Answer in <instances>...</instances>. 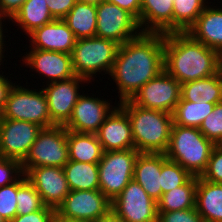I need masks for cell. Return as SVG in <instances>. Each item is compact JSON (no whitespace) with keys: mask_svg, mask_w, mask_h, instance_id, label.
<instances>
[{"mask_svg":"<svg viewBox=\"0 0 222 222\" xmlns=\"http://www.w3.org/2000/svg\"><path fill=\"white\" fill-rule=\"evenodd\" d=\"M167 160L164 153H139L133 179L156 202L161 198V166Z\"/></svg>","mask_w":222,"mask_h":222,"instance_id":"ffe728a7","label":"cell"},{"mask_svg":"<svg viewBox=\"0 0 222 222\" xmlns=\"http://www.w3.org/2000/svg\"><path fill=\"white\" fill-rule=\"evenodd\" d=\"M26 180L23 173L15 182L0 187V215L6 222L17 216V190Z\"/></svg>","mask_w":222,"mask_h":222,"instance_id":"836d02e7","label":"cell"},{"mask_svg":"<svg viewBox=\"0 0 222 222\" xmlns=\"http://www.w3.org/2000/svg\"><path fill=\"white\" fill-rule=\"evenodd\" d=\"M199 130L215 145H222V102L215 104L214 110L203 120Z\"/></svg>","mask_w":222,"mask_h":222,"instance_id":"e575fe53","label":"cell"},{"mask_svg":"<svg viewBox=\"0 0 222 222\" xmlns=\"http://www.w3.org/2000/svg\"><path fill=\"white\" fill-rule=\"evenodd\" d=\"M70 191L98 190V163H84L69 160L63 167Z\"/></svg>","mask_w":222,"mask_h":222,"instance_id":"83f0119b","label":"cell"},{"mask_svg":"<svg viewBox=\"0 0 222 222\" xmlns=\"http://www.w3.org/2000/svg\"><path fill=\"white\" fill-rule=\"evenodd\" d=\"M53 20L46 0H26L20 10L9 21L15 22L16 26L21 28L28 36L35 29Z\"/></svg>","mask_w":222,"mask_h":222,"instance_id":"4316f807","label":"cell"},{"mask_svg":"<svg viewBox=\"0 0 222 222\" xmlns=\"http://www.w3.org/2000/svg\"><path fill=\"white\" fill-rule=\"evenodd\" d=\"M0 222H6L0 215Z\"/></svg>","mask_w":222,"mask_h":222,"instance_id":"c3c4849f","label":"cell"},{"mask_svg":"<svg viewBox=\"0 0 222 222\" xmlns=\"http://www.w3.org/2000/svg\"><path fill=\"white\" fill-rule=\"evenodd\" d=\"M197 176H192L184 185L164 194L157 201L158 212H172L195 208Z\"/></svg>","mask_w":222,"mask_h":222,"instance_id":"f1b7e54d","label":"cell"},{"mask_svg":"<svg viewBox=\"0 0 222 222\" xmlns=\"http://www.w3.org/2000/svg\"><path fill=\"white\" fill-rule=\"evenodd\" d=\"M78 0H46L49 12L54 19H63Z\"/></svg>","mask_w":222,"mask_h":222,"instance_id":"ab89813d","label":"cell"},{"mask_svg":"<svg viewBox=\"0 0 222 222\" xmlns=\"http://www.w3.org/2000/svg\"><path fill=\"white\" fill-rule=\"evenodd\" d=\"M30 49L49 50L71 54L76 37L63 19H54L28 35Z\"/></svg>","mask_w":222,"mask_h":222,"instance_id":"d6986e66","label":"cell"},{"mask_svg":"<svg viewBox=\"0 0 222 222\" xmlns=\"http://www.w3.org/2000/svg\"><path fill=\"white\" fill-rule=\"evenodd\" d=\"M96 9L95 36L121 45L142 33L138 20L116 4L102 1L96 4Z\"/></svg>","mask_w":222,"mask_h":222,"instance_id":"9c48e42d","label":"cell"},{"mask_svg":"<svg viewBox=\"0 0 222 222\" xmlns=\"http://www.w3.org/2000/svg\"><path fill=\"white\" fill-rule=\"evenodd\" d=\"M158 222H204L196 208L172 212H158Z\"/></svg>","mask_w":222,"mask_h":222,"instance_id":"74e56055","label":"cell"},{"mask_svg":"<svg viewBox=\"0 0 222 222\" xmlns=\"http://www.w3.org/2000/svg\"><path fill=\"white\" fill-rule=\"evenodd\" d=\"M113 211L123 222H157V202L132 179L111 201Z\"/></svg>","mask_w":222,"mask_h":222,"instance_id":"8fae6325","label":"cell"},{"mask_svg":"<svg viewBox=\"0 0 222 222\" xmlns=\"http://www.w3.org/2000/svg\"><path fill=\"white\" fill-rule=\"evenodd\" d=\"M78 1L99 4L100 2L105 1V0H78Z\"/></svg>","mask_w":222,"mask_h":222,"instance_id":"7dc6e473","label":"cell"},{"mask_svg":"<svg viewBox=\"0 0 222 222\" xmlns=\"http://www.w3.org/2000/svg\"><path fill=\"white\" fill-rule=\"evenodd\" d=\"M7 18L6 17H4V16H1L0 15V63L1 64H3L2 63V59L3 58H5L6 56H4L3 55V53L6 51L4 48L5 47H3V46H5L4 45V42H6V41H4L5 39V37L6 36H3V35H5L3 32H4V30H3V27L2 26H4V25H2V24H4V23H2L4 20H6ZM3 20V21H2ZM4 49V50H3Z\"/></svg>","mask_w":222,"mask_h":222,"instance_id":"ee69618b","label":"cell"},{"mask_svg":"<svg viewBox=\"0 0 222 222\" xmlns=\"http://www.w3.org/2000/svg\"><path fill=\"white\" fill-rule=\"evenodd\" d=\"M54 222H93V221H79V220L55 219Z\"/></svg>","mask_w":222,"mask_h":222,"instance_id":"bcb514c9","label":"cell"},{"mask_svg":"<svg viewBox=\"0 0 222 222\" xmlns=\"http://www.w3.org/2000/svg\"><path fill=\"white\" fill-rule=\"evenodd\" d=\"M181 98L197 103H221L222 69L215 75L181 84Z\"/></svg>","mask_w":222,"mask_h":222,"instance_id":"cb8c5ba5","label":"cell"},{"mask_svg":"<svg viewBox=\"0 0 222 222\" xmlns=\"http://www.w3.org/2000/svg\"><path fill=\"white\" fill-rule=\"evenodd\" d=\"M16 198L17 215H27L46 206L40 194L28 179L18 188Z\"/></svg>","mask_w":222,"mask_h":222,"instance_id":"d6a6232c","label":"cell"},{"mask_svg":"<svg viewBox=\"0 0 222 222\" xmlns=\"http://www.w3.org/2000/svg\"><path fill=\"white\" fill-rule=\"evenodd\" d=\"M195 208L204 222H222V183L197 176Z\"/></svg>","mask_w":222,"mask_h":222,"instance_id":"603a6c76","label":"cell"},{"mask_svg":"<svg viewBox=\"0 0 222 222\" xmlns=\"http://www.w3.org/2000/svg\"><path fill=\"white\" fill-rule=\"evenodd\" d=\"M23 174L18 160L0 157V187L15 182Z\"/></svg>","mask_w":222,"mask_h":222,"instance_id":"8d00e7d4","label":"cell"},{"mask_svg":"<svg viewBox=\"0 0 222 222\" xmlns=\"http://www.w3.org/2000/svg\"><path fill=\"white\" fill-rule=\"evenodd\" d=\"M25 175L40 194L43 203L55 210L70 193L62 167H33Z\"/></svg>","mask_w":222,"mask_h":222,"instance_id":"2e32d148","label":"cell"},{"mask_svg":"<svg viewBox=\"0 0 222 222\" xmlns=\"http://www.w3.org/2000/svg\"><path fill=\"white\" fill-rule=\"evenodd\" d=\"M96 4L77 1L63 18L76 39L94 37L96 33Z\"/></svg>","mask_w":222,"mask_h":222,"instance_id":"484cf974","label":"cell"},{"mask_svg":"<svg viewBox=\"0 0 222 222\" xmlns=\"http://www.w3.org/2000/svg\"><path fill=\"white\" fill-rule=\"evenodd\" d=\"M0 116L4 119L32 122L42 128L56 125L49 115L46 95L42 88L39 91L32 90L20 86V83L11 88Z\"/></svg>","mask_w":222,"mask_h":222,"instance_id":"8992f818","label":"cell"},{"mask_svg":"<svg viewBox=\"0 0 222 222\" xmlns=\"http://www.w3.org/2000/svg\"><path fill=\"white\" fill-rule=\"evenodd\" d=\"M93 222H123L113 211Z\"/></svg>","mask_w":222,"mask_h":222,"instance_id":"f6af8a7d","label":"cell"},{"mask_svg":"<svg viewBox=\"0 0 222 222\" xmlns=\"http://www.w3.org/2000/svg\"><path fill=\"white\" fill-rule=\"evenodd\" d=\"M215 104L190 102L181 98L172 113L173 124L199 128L203 120L214 110Z\"/></svg>","mask_w":222,"mask_h":222,"instance_id":"f546056e","label":"cell"},{"mask_svg":"<svg viewBox=\"0 0 222 222\" xmlns=\"http://www.w3.org/2000/svg\"><path fill=\"white\" fill-rule=\"evenodd\" d=\"M200 177L213 183H222V145L213 148L207 168Z\"/></svg>","mask_w":222,"mask_h":222,"instance_id":"d590c367","label":"cell"},{"mask_svg":"<svg viewBox=\"0 0 222 222\" xmlns=\"http://www.w3.org/2000/svg\"><path fill=\"white\" fill-rule=\"evenodd\" d=\"M216 145L199 128L173 124L166 152L167 159L180 164L192 176L206 170L211 152Z\"/></svg>","mask_w":222,"mask_h":222,"instance_id":"277c9868","label":"cell"},{"mask_svg":"<svg viewBox=\"0 0 222 222\" xmlns=\"http://www.w3.org/2000/svg\"><path fill=\"white\" fill-rule=\"evenodd\" d=\"M69 160L84 163H99L103 155L101 143L96 134L67 130Z\"/></svg>","mask_w":222,"mask_h":222,"instance_id":"d4e9b609","label":"cell"},{"mask_svg":"<svg viewBox=\"0 0 222 222\" xmlns=\"http://www.w3.org/2000/svg\"><path fill=\"white\" fill-rule=\"evenodd\" d=\"M55 218L56 210L45 206L43 209L27 215H17L9 222H54Z\"/></svg>","mask_w":222,"mask_h":222,"instance_id":"f35d334b","label":"cell"},{"mask_svg":"<svg viewBox=\"0 0 222 222\" xmlns=\"http://www.w3.org/2000/svg\"><path fill=\"white\" fill-rule=\"evenodd\" d=\"M181 99V84L165 70L143 85L131 98L142 108L172 114Z\"/></svg>","mask_w":222,"mask_h":222,"instance_id":"7c38bea8","label":"cell"},{"mask_svg":"<svg viewBox=\"0 0 222 222\" xmlns=\"http://www.w3.org/2000/svg\"><path fill=\"white\" fill-rule=\"evenodd\" d=\"M162 194L184 185L192 175L180 164L167 159L161 166Z\"/></svg>","mask_w":222,"mask_h":222,"instance_id":"1f68e13d","label":"cell"},{"mask_svg":"<svg viewBox=\"0 0 222 222\" xmlns=\"http://www.w3.org/2000/svg\"><path fill=\"white\" fill-rule=\"evenodd\" d=\"M5 77V75H1L0 73V112L3 110L6 100L8 97V94L11 90V88L14 86L15 83L11 82L10 79ZM10 80V81H9Z\"/></svg>","mask_w":222,"mask_h":222,"instance_id":"7bdbcfd3","label":"cell"},{"mask_svg":"<svg viewBox=\"0 0 222 222\" xmlns=\"http://www.w3.org/2000/svg\"><path fill=\"white\" fill-rule=\"evenodd\" d=\"M173 1L174 0H141L140 20L142 32L172 33L173 32Z\"/></svg>","mask_w":222,"mask_h":222,"instance_id":"7402d4cb","label":"cell"},{"mask_svg":"<svg viewBox=\"0 0 222 222\" xmlns=\"http://www.w3.org/2000/svg\"><path fill=\"white\" fill-rule=\"evenodd\" d=\"M69 161L67 145V129L63 125L42 128L28 155L21 163L26 174L31 168L38 166L64 167Z\"/></svg>","mask_w":222,"mask_h":222,"instance_id":"52a82bcc","label":"cell"},{"mask_svg":"<svg viewBox=\"0 0 222 222\" xmlns=\"http://www.w3.org/2000/svg\"><path fill=\"white\" fill-rule=\"evenodd\" d=\"M164 70L180 84L209 77L222 69V56L187 32L164 34Z\"/></svg>","mask_w":222,"mask_h":222,"instance_id":"7a4b0ae2","label":"cell"},{"mask_svg":"<svg viewBox=\"0 0 222 222\" xmlns=\"http://www.w3.org/2000/svg\"><path fill=\"white\" fill-rule=\"evenodd\" d=\"M104 152L135 148L128 114L118 105L96 133Z\"/></svg>","mask_w":222,"mask_h":222,"instance_id":"ac0fdd59","label":"cell"},{"mask_svg":"<svg viewBox=\"0 0 222 222\" xmlns=\"http://www.w3.org/2000/svg\"><path fill=\"white\" fill-rule=\"evenodd\" d=\"M109 3L116 4L121 9L131 13L138 21L140 20L141 0H105Z\"/></svg>","mask_w":222,"mask_h":222,"instance_id":"b9f144b4","label":"cell"},{"mask_svg":"<svg viewBox=\"0 0 222 222\" xmlns=\"http://www.w3.org/2000/svg\"><path fill=\"white\" fill-rule=\"evenodd\" d=\"M24 58V60H23ZM22 61L30 69L48 78L47 84L67 80L75 76L72 68L71 54L31 49L23 55Z\"/></svg>","mask_w":222,"mask_h":222,"instance_id":"e0dca14e","label":"cell"},{"mask_svg":"<svg viewBox=\"0 0 222 222\" xmlns=\"http://www.w3.org/2000/svg\"><path fill=\"white\" fill-rule=\"evenodd\" d=\"M83 94L79 96L71 117L63 126L69 131L96 134L118 105L112 106L106 99Z\"/></svg>","mask_w":222,"mask_h":222,"instance_id":"5bb4252c","label":"cell"},{"mask_svg":"<svg viewBox=\"0 0 222 222\" xmlns=\"http://www.w3.org/2000/svg\"><path fill=\"white\" fill-rule=\"evenodd\" d=\"M118 49L116 42L97 36L77 39L71 53L74 74L89 83L97 72L110 74Z\"/></svg>","mask_w":222,"mask_h":222,"instance_id":"5b68a950","label":"cell"},{"mask_svg":"<svg viewBox=\"0 0 222 222\" xmlns=\"http://www.w3.org/2000/svg\"><path fill=\"white\" fill-rule=\"evenodd\" d=\"M206 0H174L173 32H187L206 8Z\"/></svg>","mask_w":222,"mask_h":222,"instance_id":"4dcf8cb0","label":"cell"},{"mask_svg":"<svg viewBox=\"0 0 222 222\" xmlns=\"http://www.w3.org/2000/svg\"><path fill=\"white\" fill-rule=\"evenodd\" d=\"M111 211V201L98 190H72L56 209L55 219L95 221Z\"/></svg>","mask_w":222,"mask_h":222,"instance_id":"30bf717a","label":"cell"},{"mask_svg":"<svg viewBox=\"0 0 222 222\" xmlns=\"http://www.w3.org/2000/svg\"><path fill=\"white\" fill-rule=\"evenodd\" d=\"M214 7L207 5L187 33L222 56V8Z\"/></svg>","mask_w":222,"mask_h":222,"instance_id":"44dd1931","label":"cell"},{"mask_svg":"<svg viewBox=\"0 0 222 222\" xmlns=\"http://www.w3.org/2000/svg\"><path fill=\"white\" fill-rule=\"evenodd\" d=\"M118 105L130 119L135 149L139 153H165L173 125L172 114L139 107L131 100Z\"/></svg>","mask_w":222,"mask_h":222,"instance_id":"3957f363","label":"cell"},{"mask_svg":"<svg viewBox=\"0 0 222 222\" xmlns=\"http://www.w3.org/2000/svg\"><path fill=\"white\" fill-rule=\"evenodd\" d=\"M42 127L0 116V157L23 162Z\"/></svg>","mask_w":222,"mask_h":222,"instance_id":"4fadbf2b","label":"cell"},{"mask_svg":"<svg viewBox=\"0 0 222 222\" xmlns=\"http://www.w3.org/2000/svg\"><path fill=\"white\" fill-rule=\"evenodd\" d=\"M26 0H0V15L11 20Z\"/></svg>","mask_w":222,"mask_h":222,"instance_id":"60d3db41","label":"cell"},{"mask_svg":"<svg viewBox=\"0 0 222 222\" xmlns=\"http://www.w3.org/2000/svg\"><path fill=\"white\" fill-rule=\"evenodd\" d=\"M164 33L142 32L121 45L110 76L116 83L119 102L131 98L164 70Z\"/></svg>","mask_w":222,"mask_h":222,"instance_id":"6da1fadb","label":"cell"},{"mask_svg":"<svg viewBox=\"0 0 222 222\" xmlns=\"http://www.w3.org/2000/svg\"><path fill=\"white\" fill-rule=\"evenodd\" d=\"M138 155L135 148L103 152L98 163L99 189L110 201L133 179Z\"/></svg>","mask_w":222,"mask_h":222,"instance_id":"ba28073f","label":"cell"},{"mask_svg":"<svg viewBox=\"0 0 222 222\" xmlns=\"http://www.w3.org/2000/svg\"><path fill=\"white\" fill-rule=\"evenodd\" d=\"M88 82L87 79L75 75L42 88L46 95L49 115L56 125H64L69 120L81 94L78 89L80 85Z\"/></svg>","mask_w":222,"mask_h":222,"instance_id":"9a60e30c","label":"cell"}]
</instances>
